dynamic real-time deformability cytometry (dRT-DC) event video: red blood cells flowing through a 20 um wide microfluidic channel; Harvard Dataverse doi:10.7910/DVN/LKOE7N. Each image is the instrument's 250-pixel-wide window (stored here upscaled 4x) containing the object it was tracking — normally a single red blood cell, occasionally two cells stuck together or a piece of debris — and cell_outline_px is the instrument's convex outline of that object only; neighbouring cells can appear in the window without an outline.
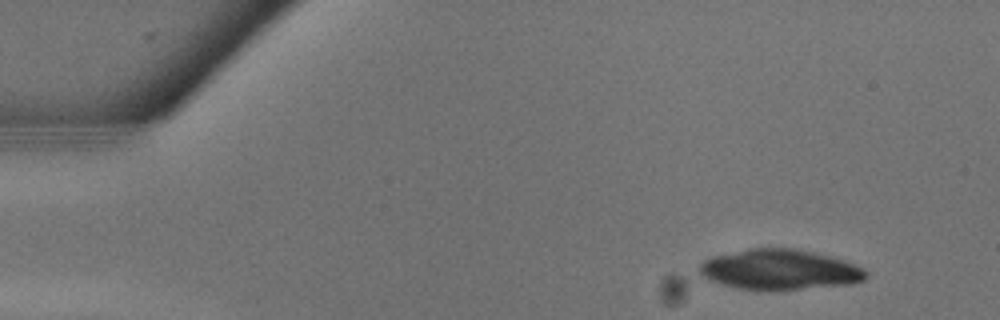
{"species": "common noctule bat (a hibernating species)", "species_latin": "Nyctalus noctula", "temperature_condition": "warm", "stored_images_in_passage": 22, "camera_frame_rate_fps": 3000, "um_per_image_px": 0.085, "animal": {"sex": "male", "body_mass_g": 13.3}, "frame": {"image": 1, "passage_image": 3, "time_ms": 0.667, "image_size_px": [1000, 320], "cell_outline_px": [[868, 276], [864, 280], [852, 284], [768, 292], [736, 288], [720, 284], [708, 280], [700, 276], [696, 272], [696, 268], [704, 260], [712, 256], [748, 248], [796, 248], [832, 256], [844, 260], [864, 268], [868, 272]], "centroid_in_image_um": [66.23, 22.93], "position_along_channel_um": 18.8, "area_um2": 40.23}}
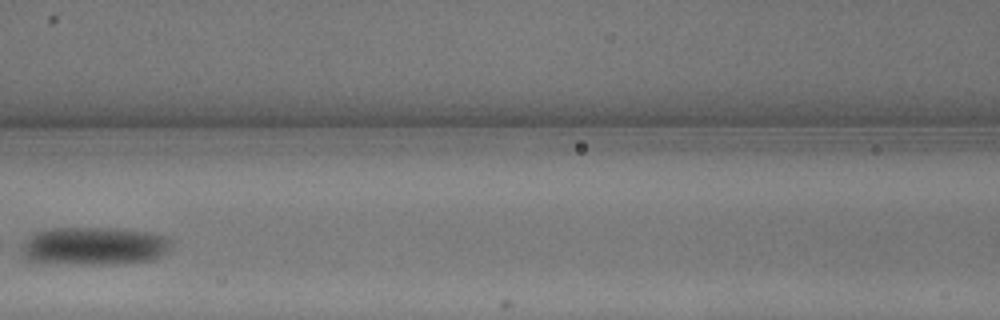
{"frame": {"image": 2, "passage_image": 13, "time_ms": 4.0, "image_size_px": [1000, 320], "cell_outline_px": [[172, 244], [164, 256], [152, 260], [112, 264], [100, 264], [28, 260], [24, 256], [20, 248], [36, 232], [52, 228], [112, 228], [148, 232], [168, 236], [172, 240]], "centroid_in_image_um": [8.11, 20.9], "position_along_channel_um": 158.5, "area_um2": 32.77}}
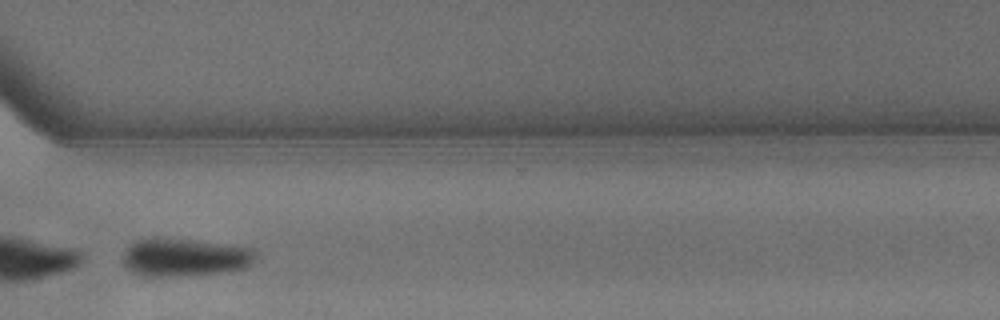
{"frame": {"image": 3, "passage_image": 21, "time_ms": 6.667, "image_size_px": [1000, 320], "cell_outline_px": [[256, 252], [252, 260], [244, 268], [220, 272], [168, 276], [144, 276], [132, 272], [124, 264], [124, 248], [136, 240], [152, 236], [156, 236], [252, 248]], "centroid_in_image_um": [15.59, 21.85], "position_along_channel_um": 355.0, "area_um2": 28.96}}